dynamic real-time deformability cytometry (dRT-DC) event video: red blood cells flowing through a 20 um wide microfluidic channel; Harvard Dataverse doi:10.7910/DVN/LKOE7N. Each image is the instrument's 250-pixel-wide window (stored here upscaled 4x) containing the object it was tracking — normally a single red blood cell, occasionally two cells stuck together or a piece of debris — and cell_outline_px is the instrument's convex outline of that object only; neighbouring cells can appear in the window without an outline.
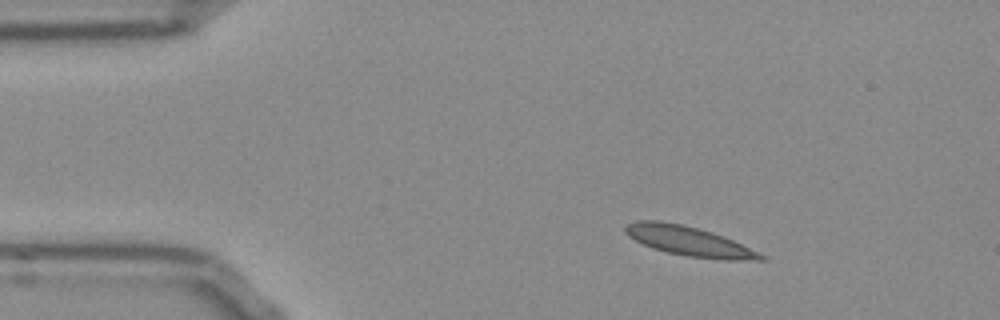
{"species": "Egyptian fruit bat (a non-hibernating species)", "species_latin": "Rousettus aegyptiacus", "temperature_condition": "room temperature", "stored_images_in_passage": 10, "camera_frame_rate_fps": 3000, "um_per_image_px": 0.085, "frame": {"image": 1, "passage_image": 1, "time_ms": 0.0, "image_size_px": [1000, 320], "cell_outline_px": [[768, 260], [724, 260], [688, 256], [668, 252], [652, 248], [628, 236], [624, 232], [624, 228], [628, 224], [636, 220], [660, 220], [680, 224], [712, 232], [724, 236], [768, 256]], "centroid_in_image_um": [58.6, 20.5], "position_along_channel_um": 26.4, "area_um2": 23.29}}
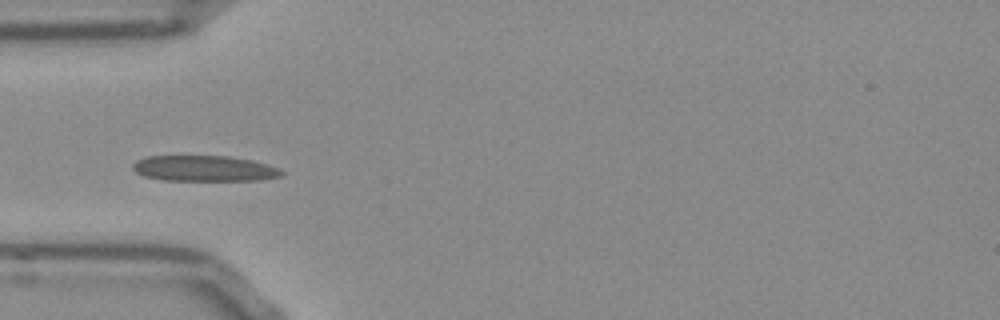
{"frame": {"image": 2, "passage_image": 9, "time_ms": 2.667, "image_size_px": [1000, 320], "cell_outline_px": [[284, 176], [260, 180], [164, 180], [144, 176], [136, 172], [132, 168], [132, 164], [136, 160], [148, 156], [228, 156], [252, 160], [268, 164], [284, 172]], "centroid_in_image_um": [17.37, 14.32], "position_along_channel_um": 67.6, "area_um2": 22.31}}